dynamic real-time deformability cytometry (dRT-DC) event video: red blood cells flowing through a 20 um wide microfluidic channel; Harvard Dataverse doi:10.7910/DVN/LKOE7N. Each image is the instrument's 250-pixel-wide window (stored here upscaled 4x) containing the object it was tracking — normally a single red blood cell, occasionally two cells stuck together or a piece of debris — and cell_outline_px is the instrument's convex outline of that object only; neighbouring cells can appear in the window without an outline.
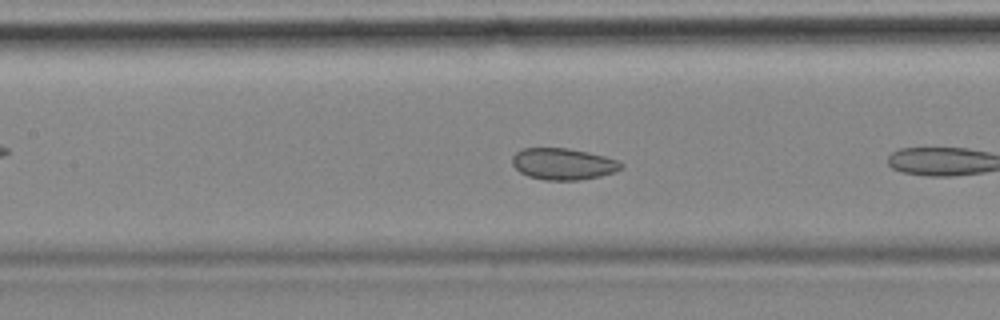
{"species": "common noctule bat (a hibernating species)", "species_latin": "Nyctalus noctula", "temperature_condition": "cold", "stored_images_in_passage": 11, "camera_frame_rate_fps": 3000, "um_per_image_px": 0.085, "animal": {"sex": "female", "body_mass_g": 18.4}, "frame": {"image": 1, "passage_image": 10, "time_ms": 3.0, "image_size_px": [1000, 320], "cell_outline_px": [[624, 168], [616, 172], [600, 176], [576, 180], [544, 180], [528, 176], [520, 172], [512, 164], [512, 156], [516, 152], [524, 148], [568, 148], [588, 152], [604, 156], [616, 160], [624, 164]], "centroid_in_image_um": [47.88, 13.94], "position_along_channel_um": 159.5, "area_um2": 20.06}}